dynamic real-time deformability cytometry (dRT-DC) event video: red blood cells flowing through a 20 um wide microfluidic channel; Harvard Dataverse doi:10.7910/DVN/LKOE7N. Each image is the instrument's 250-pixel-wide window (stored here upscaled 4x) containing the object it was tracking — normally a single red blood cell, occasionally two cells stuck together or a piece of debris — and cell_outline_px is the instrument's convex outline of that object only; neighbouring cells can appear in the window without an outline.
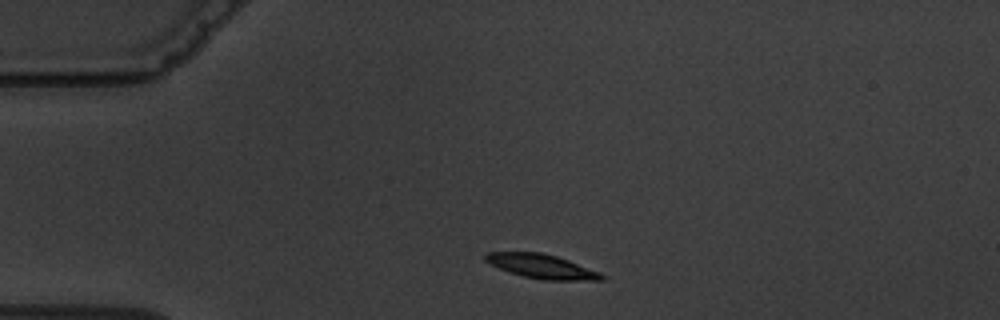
{"species": "common noctule bat (a hibernating species)", "species_latin": "Nyctalus noctula", "temperature_condition": "warm", "stored_images_in_passage": 3, "segment_of_instrument_passage": [1, 2], "camera_frame_rate_fps": 3000, "um_per_image_px": 0.085, "animal": {"sex": "male", "body_mass_g": 19.5, "forearm_length_mm": 54.6}, "frame": {"image": 1, "passage_image": 1, "time_ms": 0.0, "image_size_px": [1000, 320], "cell_outline_px": [[608, 276], [604, 280], [544, 280], [524, 276], [508, 272], [484, 260], [484, 256], [488, 252], [540, 252], [556, 256], [568, 260], [600, 272]], "centroid_in_image_um": [46.08, 22.64], "position_along_channel_um": 38.9, "area_um2": 16.3}}